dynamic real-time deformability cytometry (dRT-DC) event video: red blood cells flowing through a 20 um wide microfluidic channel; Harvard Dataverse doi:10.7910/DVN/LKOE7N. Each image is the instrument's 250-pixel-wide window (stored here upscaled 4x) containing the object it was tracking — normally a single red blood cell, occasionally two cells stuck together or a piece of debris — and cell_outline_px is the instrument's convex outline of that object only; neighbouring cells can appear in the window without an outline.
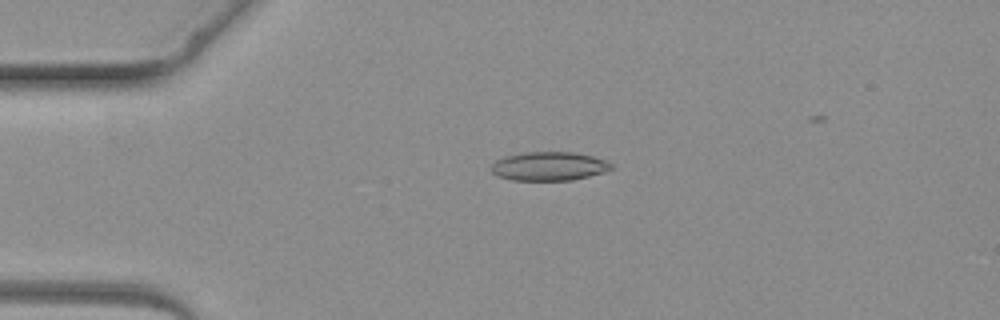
{"species": "common noctule bat (a hibernating species)", "species_latin": "Nyctalus noctula", "temperature_condition": "warm", "stored_images_in_passage": 3, "camera_frame_rate_fps": 3000, "um_per_image_px": 0.085, "animal": {"sex": "female", "body_mass_g": 19.3, "forearm_length_mm": 54.1}, "frame": {"image": 1, "passage_image": 2, "time_ms": 1.333, "image_size_px": [1000, 320], "cell_outline_px": [[612, 168], [604, 172], [572, 180], [512, 180], [496, 176], [488, 168], [496, 160], [508, 156], [524, 152], [572, 152], [592, 156], [604, 160], [612, 164]], "centroid_in_image_um": [46.62, 14.13], "position_along_channel_um": 38.4, "area_um2": 20.06}}